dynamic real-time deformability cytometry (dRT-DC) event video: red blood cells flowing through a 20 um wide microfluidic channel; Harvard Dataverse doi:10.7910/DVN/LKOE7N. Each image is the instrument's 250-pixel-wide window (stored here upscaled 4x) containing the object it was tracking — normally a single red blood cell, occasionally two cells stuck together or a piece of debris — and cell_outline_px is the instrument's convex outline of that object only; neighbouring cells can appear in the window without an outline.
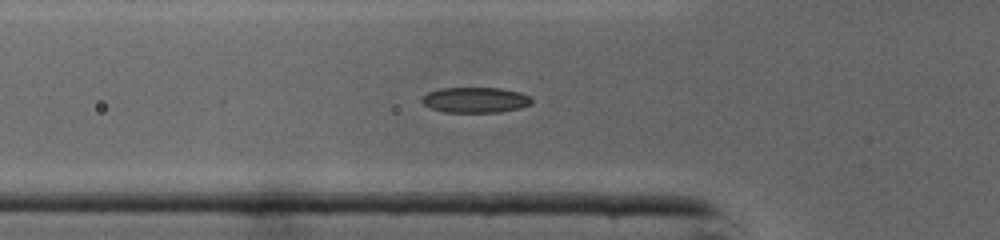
{"species": "common noctule bat (a hibernating species)", "species_latin": "Nyctalus noctula", "temperature_condition": "cold", "stored_images_in_passage": 33, "camera_frame_rate_fps": 3000, "um_per_image_px": 0.085, "animal": {"sex": "male", "body_mass_g": 19.0, "forearm_length_mm": 50.8}, "frame": {"image": 1, "passage_image": 2, "time_ms": 0.333, "image_size_px": [1000, 240], "cell_outline_px": [[532, 104], [520, 108], [500, 112], [444, 112], [432, 108], [424, 104], [420, 100], [428, 92], [440, 88], [500, 88], [520, 92], [532, 96]], "centroid_in_image_um": [40.44, 8.49], "position_along_channel_um": 85.4, "area_um2": 16.36}}
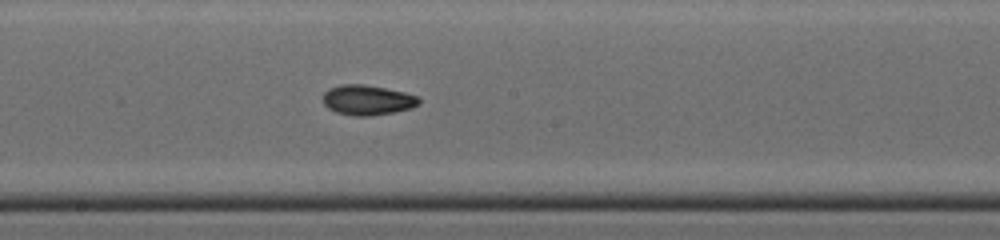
{"frame": {"image": 2, "passage_image": 11, "time_ms": 3.333, "image_size_px": [1000, 240], "cell_outline_px": [[420, 104], [412, 108], [392, 112], [368, 116], [352, 116], [336, 112], [328, 108], [324, 104], [324, 92], [328, 88], [340, 84], [360, 84], [384, 88], [404, 92], [416, 96], [420, 100]], "centroid_in_image_um": [31.21, 8.5], "position_along_channel_um": 217.0, "area_um2": 16.7}}
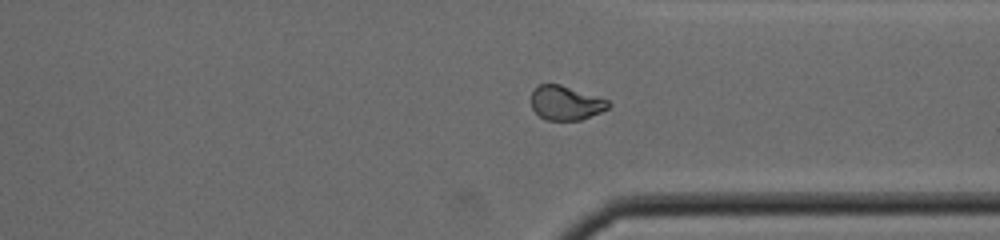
{"frame": {"image": 3, "passage_image": 21, "time_ms": 6.667, "image_size_px": [1000, 240], "cell_outline_px": [[612, 104], [608, 108], [600, 112], [580, 120], [544, 120], [532, 108], [532, 88], [536, 84], [560, 84], [608, 100]], "centroid_in_image_um": [48.06, 8.74], "position_along_channel_um": 363.3, "area_um2": 15.37}}